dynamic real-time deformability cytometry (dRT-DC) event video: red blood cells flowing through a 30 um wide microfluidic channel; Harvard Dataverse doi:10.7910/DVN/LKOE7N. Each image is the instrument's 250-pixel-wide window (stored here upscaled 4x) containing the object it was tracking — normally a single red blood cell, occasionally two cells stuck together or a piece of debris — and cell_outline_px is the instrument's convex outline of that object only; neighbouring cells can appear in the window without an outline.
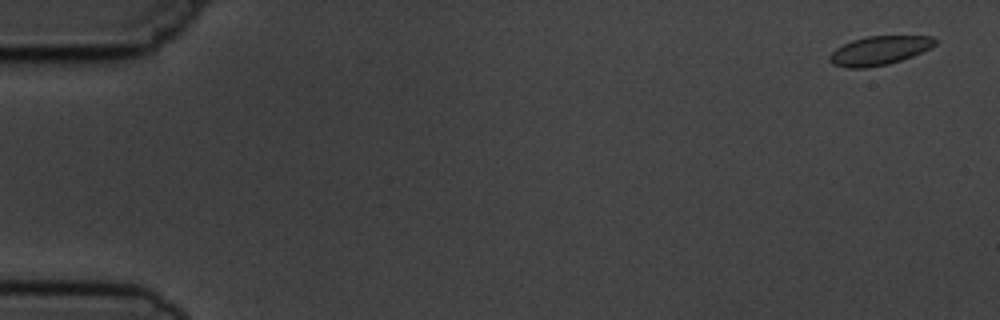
{"species": "common noctule bat (a hibernating species)", "species_latin": "Nyctalus noctula", "temperature_condition": "cold", "stored_images_in_passage": 5, "camera_frame_rate_fps": 3000, "um_per_image_px": 0.085, "animal": {"sex": "male", "body_mass_g": 19.5, "forearm_length_mm": 54.6}, "frame": {"image": 1, "passage_image": 1, "time_ms": 0.0, "image_size_px": [1000, 320], "cell_outline_px": [[936, 44], [912, 56], [888, 64], [868, 68], [848, 68], [832, 64], [828, 60], [828, 56], [836, 48], [852, 40], [868, 36], [932, 36], [936, 40]], "centroid_in_image_um": [74.69, 4.3], "position_along_channel_um": 10.3, "area_um2": 17.63}}
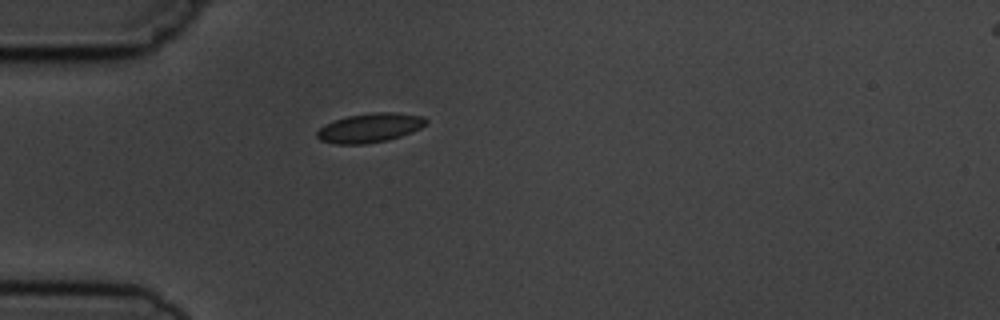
{"frame": {"image": 2, "passage_image": 5, "time_ms": 4.667, "image_size_px": [1000, 320], "cell_outline_px": [[428, 120], [420, 128], [412, 132], [388, 140], [364, 144], [336, 144], [320, 140], [316, 136], [316, 132], [324, 124], [348, 116], [372, 112], [396, 112], [424, 116]], "centroid_in_image_um": [31.43, 10.86], "position_along_channel_um": 53.6, "area_um2": 18.55}}